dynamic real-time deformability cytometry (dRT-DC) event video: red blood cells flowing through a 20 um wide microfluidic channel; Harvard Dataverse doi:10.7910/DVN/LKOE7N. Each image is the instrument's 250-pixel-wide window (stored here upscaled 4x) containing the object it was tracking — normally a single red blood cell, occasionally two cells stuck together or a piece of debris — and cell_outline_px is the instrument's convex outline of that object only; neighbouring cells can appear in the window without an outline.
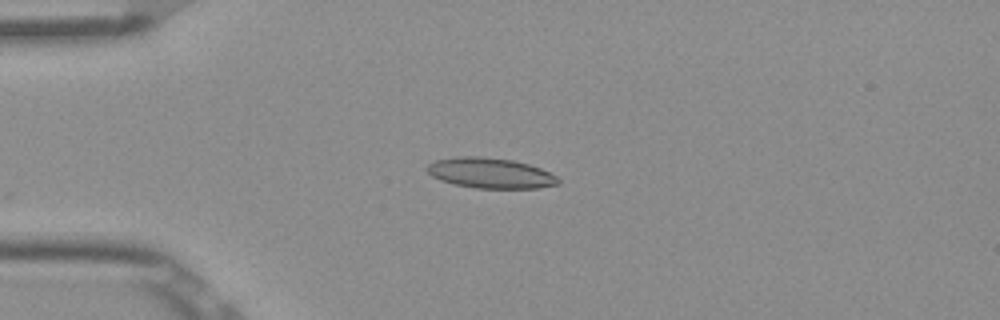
{"species": "Egyptian fruit bat (a non-hibernating species)", "species_latin": "Rousettus aegyptiacus", "temperature_condition": "room temperature", "stored_images_in_passage": 41, "camera_frame_rate_fps": 3000, "um_per_image_px": 0.085, "frame": {"image": 1, "passage_image": 2, "time_ms": 0.333, "image_size_px": [1000, 320], "cell_outline_px": [[560, 184], [536, 188], [476, 188], [456, 184], [440, 180], [432, 176], [424, 168], [428, 164], [436, 160], [460, 156], [480, 156], [512, 160], [528, 164], [540, 168], [556, 176], [560, 180]], "centroid_in_image_um": [41.67, 14.71], "position_along_channel_um": 43.3, "area_um2": 23.12}}
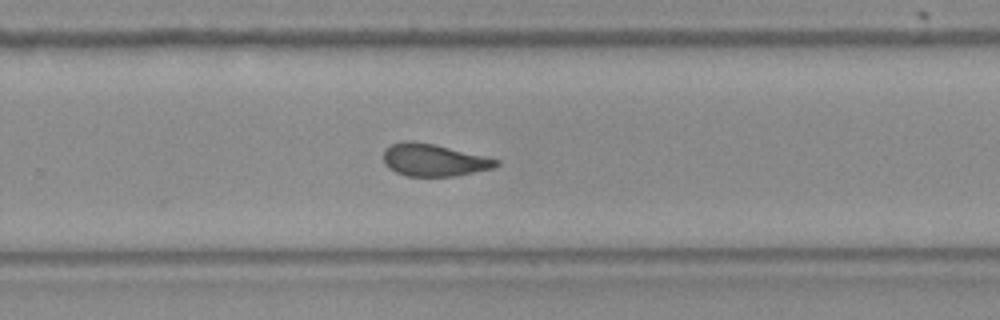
{"frame": {"image": 2, "passage_image": 23, "time_ms": 7.333, "image_size_px": [1000, 320], "cell_outline_px": [[500, 164], [492, 168], [456, 176], [408, 176], [396, 172], [388, 168], [384, 164], [384, 148], [392, 144], [404, 140], [412, 140], [432, 144], [500, 160]], "centroid_in_image_um": [36.83, 13.6], "position_along_channel_um": 293.0, "area_um2": 21.04}}
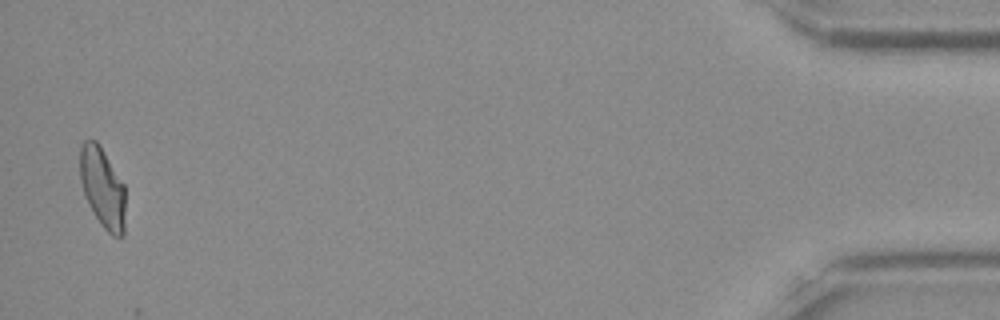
{"frame": {"image": 3, "passage_image": 40, "time_ms": 13.0, "image_size_px": [1000, 320], "cell_outline_px": [[124, 236], [120, 240], [112, 236], [100, 224], [92, 212], [84, 192], [80, 180], [80, 144], [84, 140], [96, 140], [124, 184]], "centroid_in_image_um": [8.71, 15.99], "position_along_channel_um": 426.5, "area_um2": 21.21}, "authors_computed_cell_mechanics": {"area_um2": 21.5594, "velocity_mm_per_s": 3.8977, "shape_relaxation_time_tau1_ms": 7.4863, "shape_relaxation_time_tau2_ms": 1.7812, "deformation_change_tau1": 0.1801, "deformation_change_tau2": 0.091}}